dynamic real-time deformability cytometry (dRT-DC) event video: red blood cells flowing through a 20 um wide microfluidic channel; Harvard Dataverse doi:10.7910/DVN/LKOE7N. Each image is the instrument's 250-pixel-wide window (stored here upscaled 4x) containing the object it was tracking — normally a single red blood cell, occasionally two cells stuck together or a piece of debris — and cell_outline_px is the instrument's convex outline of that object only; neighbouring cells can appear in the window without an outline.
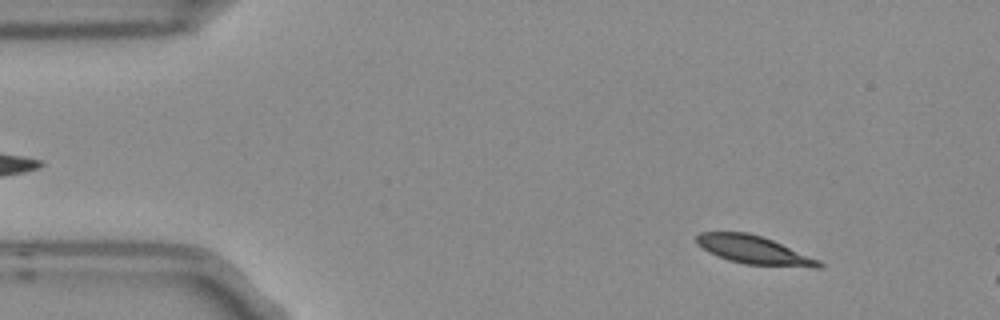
{"species": "Egyptian fruit bat (a non-hibernating species)", "species_latin": "Rousettus aegyptiacus", "temperature_condition": "room temperature", "stored_images_in_passage": 3, "camera_frame_rate_fps": 3000, "um_per_image_px": 0.085, "frame": {"image": 1, "passage_image": 1, "time_ms": 0.0, "image_size_px": [1000, 320], "cell_outline_px": [[824, 268], [812, 268], [744, 264], [728, 260], [716, 256], [708, 252], [696, 244], [696, 236], [700, 232], [748, 232], [772, 240], [820, 260], [824, 264]], "centroid_in_image_um": [64.09, 21.27], "position_along_channel_um": 20.9, "area_um2": 20.35}}